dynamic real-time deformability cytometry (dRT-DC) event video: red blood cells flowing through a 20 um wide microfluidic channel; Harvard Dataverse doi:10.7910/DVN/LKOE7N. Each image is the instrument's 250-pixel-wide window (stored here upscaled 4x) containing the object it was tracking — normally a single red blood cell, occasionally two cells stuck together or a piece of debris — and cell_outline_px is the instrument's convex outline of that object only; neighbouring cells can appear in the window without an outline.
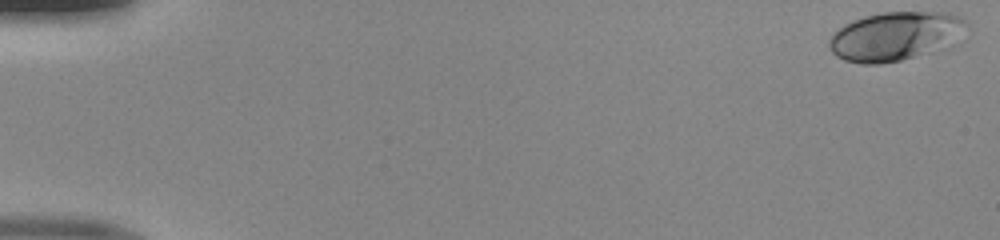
{"species": "human", "species_latin": "Homo sapiens", "temperature_condition": "room temperature", "stored_images_in_passage": 50, "camera_frame_rate_fps": 3000, "um_per_image_px": 0.085, "donor": {"sex": "male"}, "frame": {"image": 1, "passage_image": 1, "time_ms": 0.0, "image_size_px": [1000, 240], "cell_outline_px": [[968, 24], [952, 44], [944, 48], [900, 60], [880, 64], [860, 64], [844, 60], [836, 56], [828, 48], [828, 40], [832, 32], [844, 24], [852, 20], [864, 16], [880, 12], [948, 12], [960, 16]], "centroid_in_image_um": [76.04, 3.07], "position_along_channel_um": 9.0, "area_um2": 39.3}}
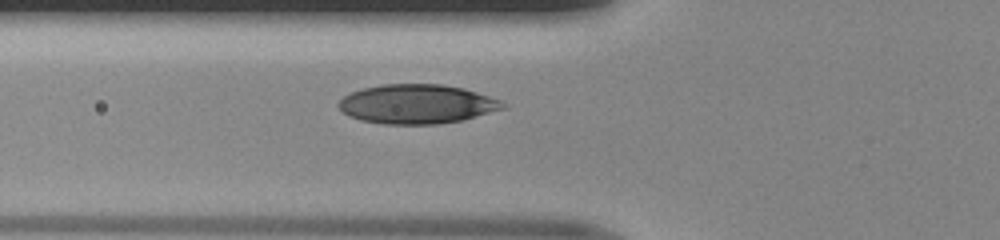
{"frame": {"image": 2, "passage_image": 19, "time_ms": 6.0, "image_size_px": [1000, 240], "cell_outline_px": [[508, 108], [460, 120], [436, 124], [384, 124], [360, 120], [348, 116], [336, 104], [344, 96], [352, 92], [364, 88], [380, 84], [444, 84], [464, 88], [500, 100], [508, 104]], "centroid_in_image_um": [35.45, 8.84], "position_along_channel_um": 90.3, "area_um2": 37.63}}
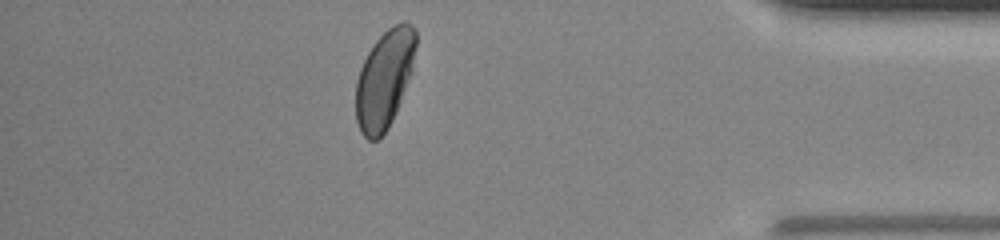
{"frame": {"image": 3, "passage_image": 44, "time_ms": 14.333, "image_size_px": [1000, 240], "cell_outline_px": [[416, 44], [412, 72], [396, 112], [388, 128], [376, 140], [368, 140], [360, 132], [356, 120], [356, 80], [360, 68], [368, 52], [376, 40], [388, 28], [400, 20], [404, 20], [412, 24], [416, 28]], "centroid_in_image_um": [32.69, 6.69], "position_along_channel_um": 402.5, "area_um2": 34.56}}